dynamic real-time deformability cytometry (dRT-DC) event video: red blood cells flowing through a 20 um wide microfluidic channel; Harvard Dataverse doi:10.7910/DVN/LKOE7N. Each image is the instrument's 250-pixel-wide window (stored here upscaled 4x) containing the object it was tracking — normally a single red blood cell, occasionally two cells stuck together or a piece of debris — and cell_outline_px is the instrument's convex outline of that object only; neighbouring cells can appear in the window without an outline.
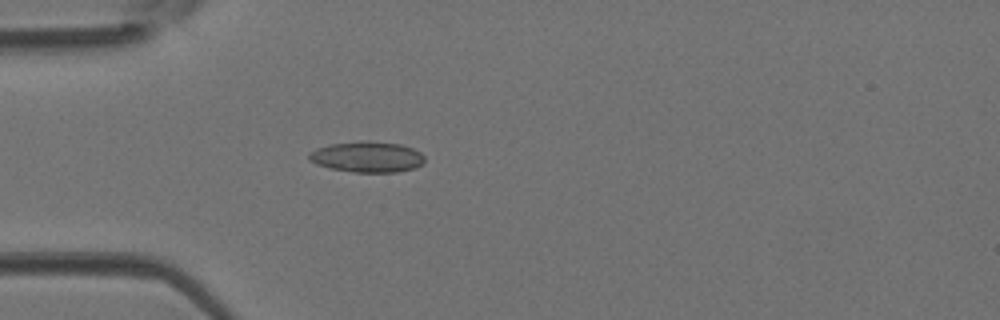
{"species": "Egyptian fruit bat (a non-hibernating species)", "species_latin": "Rousettus aegyptiacus", "temperature_condition": "room temperature", "stored_images_in_passage": 32, "camera_frame_rate_fps": 3000, "um_per_image_px": 0.085, "animal": {"sex": "female"}, "frame": {"image": 1, "passage_image": 1, "time_ms": 0.0, "image_size_px": [1000, 320], "cell_outline_px": [[424, 164], [416, 168], [396, 172], [352, 172], [332, 168], [316, 164], [308, 160], [308, 152], [316, 148], [332, 144], [360, 140], [368, 140], [400, 144], [412, 148], [420, 152], [424, 156]], "centroid_in_image_um": [31.21, 13.33], "position_along_channel_um": 53.8, "area_um2": 20.98}}
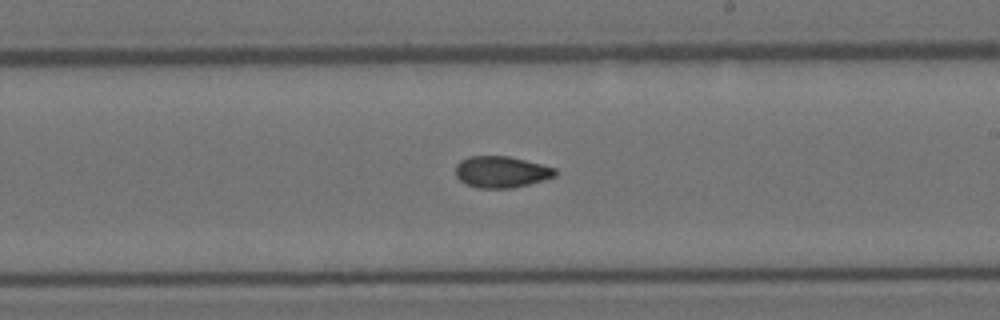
{"frame": {"image": 2, "passage_image": 14, "time_ms": 4.333, "image_size_px": [1000, 320], "cell_outline_px": [[556, 176], [544, 180], [512, 188], [476, 188], [464, 184], [456, 176], [456, 164], [460, 160], [468, 156], [508, 156], [556, 168]], "centroid_in_image_um": [42.58, 14.62], "position_along_channel_um": 246.4, "area_um2": 18.32}}
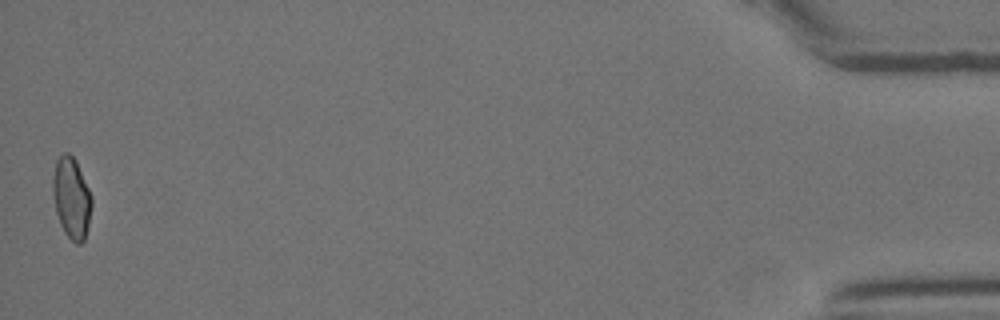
{"frame": {"image": 3, "passage_image": 32, "time_ms": 10.333, "image_size_px": [1000, 320], "cell_outline_px": [[92, 204], [88, 224], [84, 240], [80, 244], [76, 244], [64, 232], [60, 224], [56, 212], [52, 192], [52, 180], [56, 160], [64, 152], [68, 152], [76, 160], [92, 196]], "centroid_in_image_um": [6.07, 16.81], "position_along_channel_um": 429.1, "area_um2": 18.38}}